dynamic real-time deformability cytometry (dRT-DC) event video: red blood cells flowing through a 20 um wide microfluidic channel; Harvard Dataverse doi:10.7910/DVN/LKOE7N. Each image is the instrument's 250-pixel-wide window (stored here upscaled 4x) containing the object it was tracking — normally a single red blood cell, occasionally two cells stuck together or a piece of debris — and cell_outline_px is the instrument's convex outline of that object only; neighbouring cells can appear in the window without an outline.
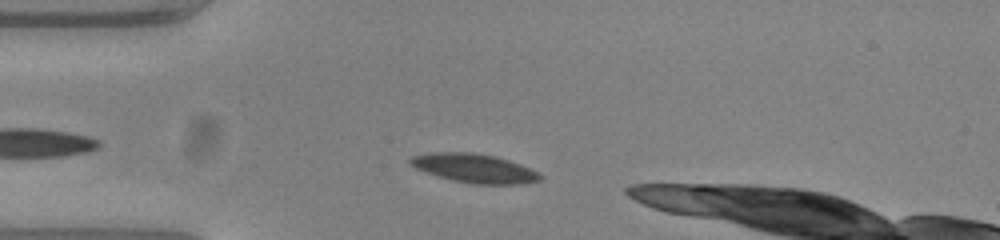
{"species": "common noctule bat (a hibernating species)", "species_latin": "Nyctalus noctula", "temperature_condition": "warm", "stored_images_in_passage": 37, "camera_frame_rate_fps": 3000, "um_per_image_px": 0.085, "animal": {"sex": "female", "body_mass_g": 23.0, "forearm_length_mm": 53.4}, "frame": {"image": 1, "passage_image": 4, "time_ms": 1.0, "image_size_px": [1000, 240], "cell_outline_px": [[544, 176], [540, 180], [524, 184], [472, 184], [452, 180], [436, 176], [416, 168], [408, 164], [408, 160], [412, 156], [432, 152], [472, 152], [496, 156], [520, 164]], "centroid_in_image_um": [40.29, 14.3], "position_along_channel_um": 44.7, "area_um2": 21.96}}
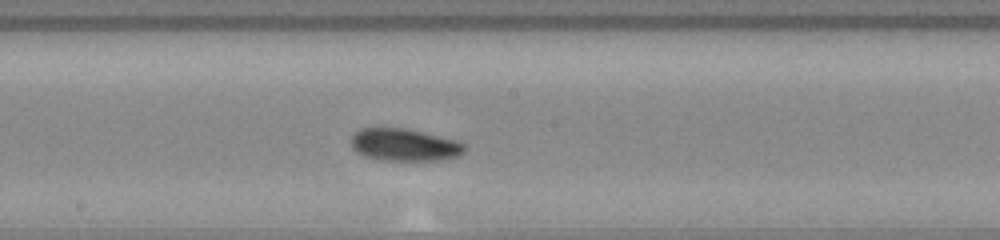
{"frame": {"image": 2, "passage_image": 19, "time_ms": 6.0, "image_size_px": [1000, 240], "cell_outline_px": [[464, 152], [456, 156], [444, 160], [380, 160], [364, 156], [356, 152], [352, 148], [352, 136], [360, 128], [404, 128], [456, 140], [464, 144]], "centroid_in_image_um": [34.35, 12.32], "position_along_channel_um": 213.9, "area_um2": 21.21}}
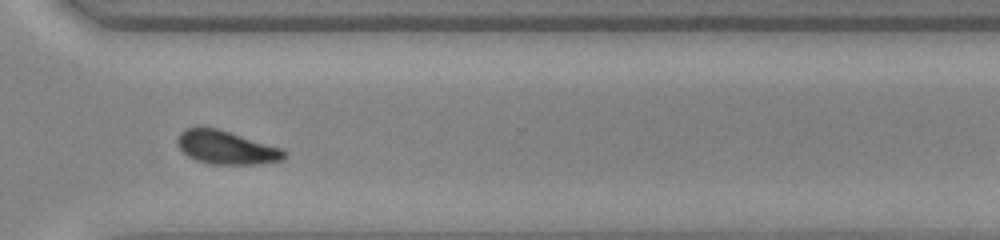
{"frame": {"image": 3, "passage_image": 30, "time_ms": 9.667, "image_size_px": [1000, 240], "cell_outline_px": [[288, 152], [284, 160], [260, 164], [212, 164], [196, 160], [188, 156], [180, 148], [176, 140], [180, 132], [184, 128], [216, 128], [284, 148]], "centroid_in_image_um": [19.29, 12.55], "position_along_channel_um": 351.3, "area_um2": 20.87}, "authors_computed_cell_mechanics": {"area_um2": 21.2126, "velocity_mm_per_s": 3.7467, "shape_relaxation_time_tau1_ms": 3.137, "shape_relaxation_time_tau2_ms": null, "deformation_change_tau1": 0.1264, "deformation_change_tau2": null}}